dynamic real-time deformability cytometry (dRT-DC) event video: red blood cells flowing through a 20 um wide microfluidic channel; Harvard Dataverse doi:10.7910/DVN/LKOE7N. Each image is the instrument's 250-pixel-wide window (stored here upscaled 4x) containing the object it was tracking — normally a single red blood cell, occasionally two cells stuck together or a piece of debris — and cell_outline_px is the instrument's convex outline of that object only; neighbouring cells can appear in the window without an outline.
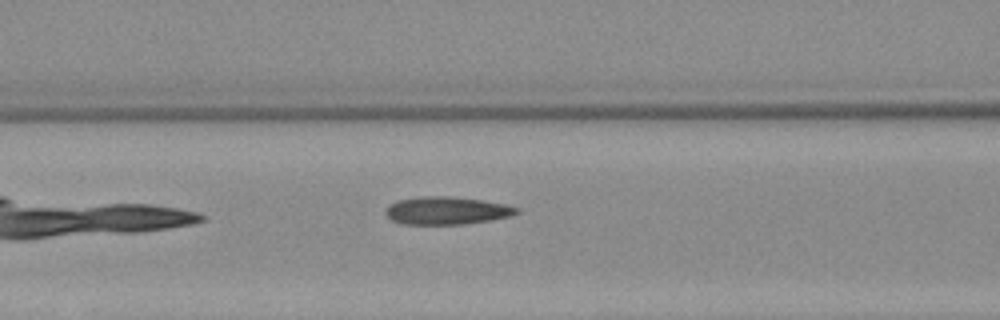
{"species": "Egyptian fruit bat (a non-hibernating species)", "species_latin": "Rousettus aegyptiacus", "temperature_condition": "warm", "stored_images_in_passage": 6, "camera_frame_rate_fps": 3000, "um_per_image_px": 0.085, "animal": {"sex": "female"}, "frame": {"image": 1, "passage_image": 6, "time_ms": 6.333, "image_size_px": [1000, 320], "cell_outline_px": [[520, 212], [512, 216], [492, 220], [464, 224], [400, 224], [392, 220], [384, 212], [384, 208], [396, 200], [424, 196], [448, 196], [484, 200], [504, 204], [520, 208]], "centroid_in_image_um": [37.97, 17.9], "position_along_channel_um": 128.6, "area_um2": 21.44}}